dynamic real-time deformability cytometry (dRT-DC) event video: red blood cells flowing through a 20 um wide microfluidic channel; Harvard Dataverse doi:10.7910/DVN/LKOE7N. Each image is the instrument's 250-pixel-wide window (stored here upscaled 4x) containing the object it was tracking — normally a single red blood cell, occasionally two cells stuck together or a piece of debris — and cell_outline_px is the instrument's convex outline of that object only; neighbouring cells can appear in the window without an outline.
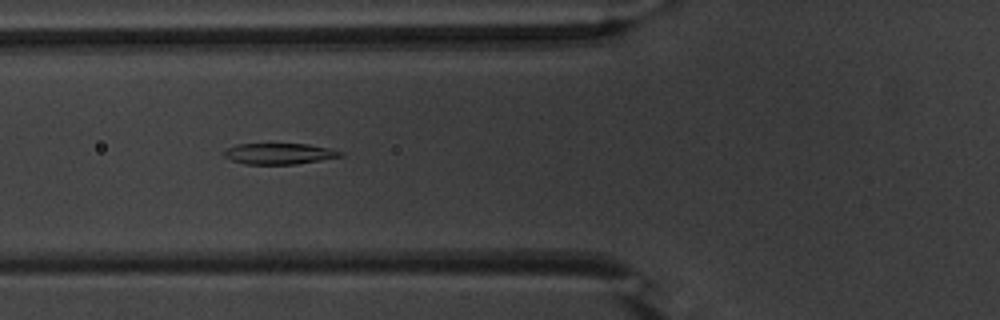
{"species": "common noctule bat (a hibernating species)", "species_latin": "Nyctalus noctula", "temperature_condition": "warm", "stored_images_in_passage": 37, "camera_frame_rate_fps": 3000, "um_per_image_px": 0.085, "animal": {"sex": "male", "body_mass_g": 20.1, "forearm_length_mm": 53.5}, "frame": {"image": 1, "passage_image": 4, "time_ms": 1.0, "image_size_px": [1000, 320], "cell_outline_px": [[344, 156], [296, 164], [244, 164], [232, 160], [224, 156], [224, 152], [228, 148], [236, 144], [308, 144], [328, 148], [344, 152]], "centroid_in_image_um": [23.75, 13.06], "position_along_channel_um": 102.0, "area_um2": 14.16}}
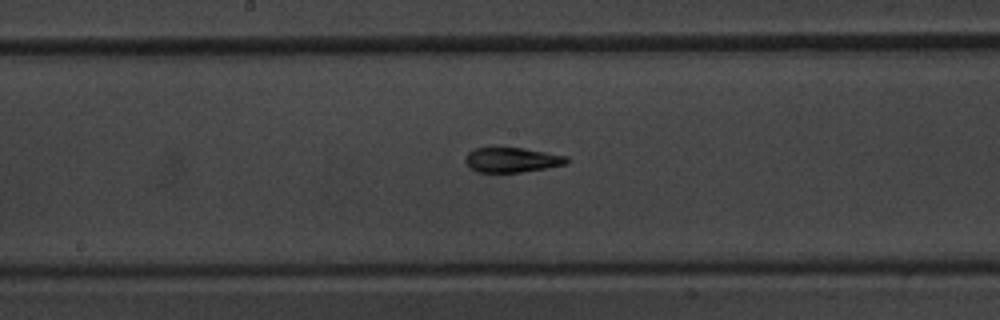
{"frame": {"image": 2, "passage_image": 12, "time_ms": 3.667, "image_size_px": [1000, 320], "cell_outline_px": [[568, 164], [548, 168], [520, 172], [476, 172], [464, 160], [464, 156], [468, 152], [476, 148], [524, 148], [568, 156]], "centroid_in_image_um": [43.54, 13.59], "position_along_channel_um": 204.7, "area_um2": 14.68}}
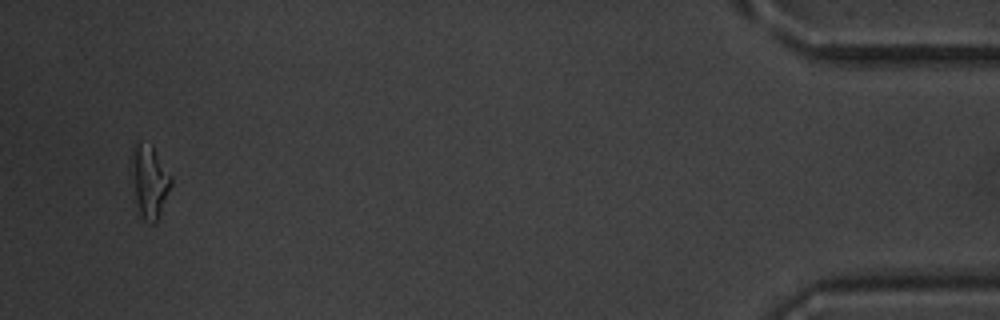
{"frame": {"image": 3, "passage_image": 35, "time_ms": 11.333, "image_size_px": [1000, 320], "cell_outline_px": [[172, 184], [156, 224], [148, 224], [144, 220], [140, 212], [136, 200], [132, 160], [132, 148], [136, 140], [140, 140], [152, 144], [172, 176]], "centroid_in_image_um": [12.75, 15.37], "position_along_channel_um": 422.5, "area_um2": 16.7}, "authors_computed_cell_mechanics": {"area_um2": 15.0858, "velocity_mm_per_s": 3.8295, "shape_relaxation_time_tau1_ms": 4.0537, "shape_relaxation_time_tau2_ms": 2.0185, "deformation_change_tau1": 0.1803, "deformation_change_tau2": 0.0726}}